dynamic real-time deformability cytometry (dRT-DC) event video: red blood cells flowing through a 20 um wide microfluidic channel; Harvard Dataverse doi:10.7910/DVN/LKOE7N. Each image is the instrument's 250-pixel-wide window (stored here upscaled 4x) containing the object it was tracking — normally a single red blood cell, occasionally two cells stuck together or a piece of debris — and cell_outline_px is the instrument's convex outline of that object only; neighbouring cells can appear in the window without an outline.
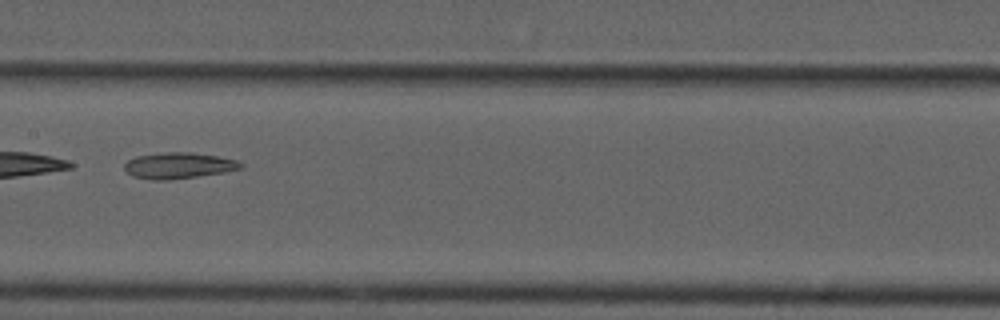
{"species": "common noctule bat (a hibernating species)", "species_latin": "Nyctalus noctula", "temperature_condition": "cold", "stored_images_in_passage": 37, "camera_frame_rate_fps": 3000, "um_per_image_px": 0.085, "animal": {"sex": "male", "forearm_length_mm": 52.5}, "frame": {"image": 1, "passage_image": 11, "time_ms": 3.333, "image_size_px": [1000, 320], "cell_outline_px": [[244, 168], [224, 172], [168, 180], [152, 180], [132, 176], [124, 168], [124, 164], [128, 160], [136, 156], [168, 152], [192, 152], [216, 156], [236, 160], [244, 164]], "centroid_in_image_um": [15.18, 14.07], "position_along_channel_um": 192.2, "area_um2": 17.57}, "authors_computed_cell_mechanics": {"area_um2": 18.6694, "velocity_mm_per_s": 3.7033, "shape_relaxation_time_tau1_ms": null, "shape_relaxation_time_tau2_ms": 3.0437, "deformation_change_tau1": null, "deformation_change_tau2": 0.0915}}